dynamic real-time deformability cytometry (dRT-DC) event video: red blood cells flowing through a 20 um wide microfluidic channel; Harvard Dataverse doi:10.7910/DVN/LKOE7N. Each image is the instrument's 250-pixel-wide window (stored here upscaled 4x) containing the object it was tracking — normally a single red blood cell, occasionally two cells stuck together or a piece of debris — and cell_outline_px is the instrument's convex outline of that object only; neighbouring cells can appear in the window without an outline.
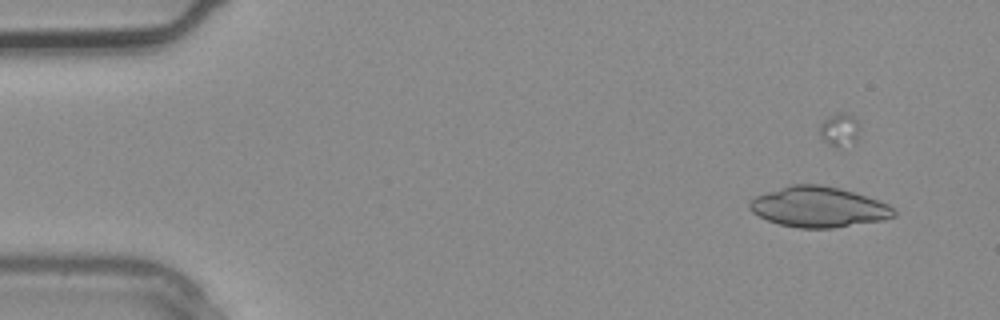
{"species": "common noctule bat (a hibernating species)", "species_latin": "Nyctalus noctula", "temperature_condition": "warm", "stored_images_in_passage": 3, "camera_frame_rate_fps": 3000, "um_per_image_px": 0.085, "animal": {"sex": "male", "body_mass_g": 20.4}, "frame": {"image": 1, "passage_image": 1, "time_ms": 0.0, "image_size_px": [1000, 320], "cell_outline_px": [[896, 216], [884, 220], [832, 228], [800, 228], [780, 224], [768, 220], [752, 212], [748, 208], [748, 204], [756, 196], [788, 184], [820, 184], [840, 188], [888, 204], [896, 212]], "centroid_in_image_um": [69.56, 17.59], "position_along_channel_um": 15.4, "area_um2": 33.81}}